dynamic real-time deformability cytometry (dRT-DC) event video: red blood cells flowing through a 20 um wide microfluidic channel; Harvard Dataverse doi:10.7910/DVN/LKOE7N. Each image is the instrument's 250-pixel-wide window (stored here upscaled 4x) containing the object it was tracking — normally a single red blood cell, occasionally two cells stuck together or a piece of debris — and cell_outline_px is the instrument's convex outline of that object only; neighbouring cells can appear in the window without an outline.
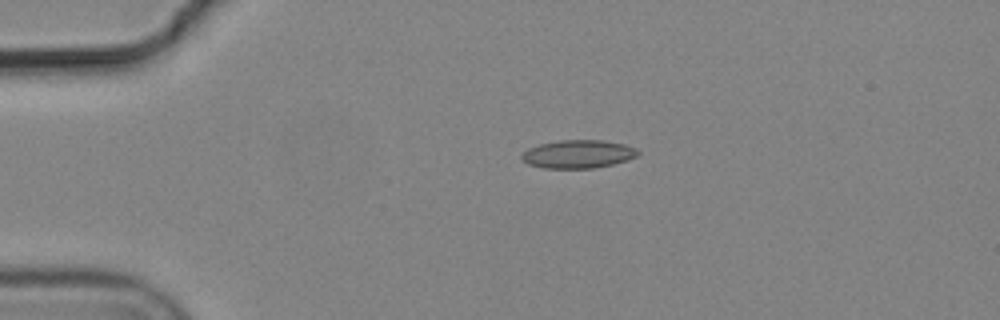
{"species": "common noctule bat (a hibernating species)", "species_latin": "Nyctalus noctula", "temperature_condition": "cold", "stored_images_in_passage": 2, "camera_frame_rate_fps": 3000, "um_per_image_px": 0.085, "animal": {"sex": "male", "body_mass_g": 19.2, "forearm_length_mm": 51.8}, "frame": {"image": 1, "passage_image": 1, "time_ms": 0.0, "image_size_px": [1000, 320], "cell_outline_px": [[640, 152], [636, 156], [628, 160], [596, 168], [544, 168], [528, 164], [520, 156], [528, 148], [540, 144], [560, 140], [600, 140], [624, 144], [636, 148]], "centroid_in_image_um": [49.15, 13.1], "position_along_channel_um": 35.9, "area_um2": 19.02}}